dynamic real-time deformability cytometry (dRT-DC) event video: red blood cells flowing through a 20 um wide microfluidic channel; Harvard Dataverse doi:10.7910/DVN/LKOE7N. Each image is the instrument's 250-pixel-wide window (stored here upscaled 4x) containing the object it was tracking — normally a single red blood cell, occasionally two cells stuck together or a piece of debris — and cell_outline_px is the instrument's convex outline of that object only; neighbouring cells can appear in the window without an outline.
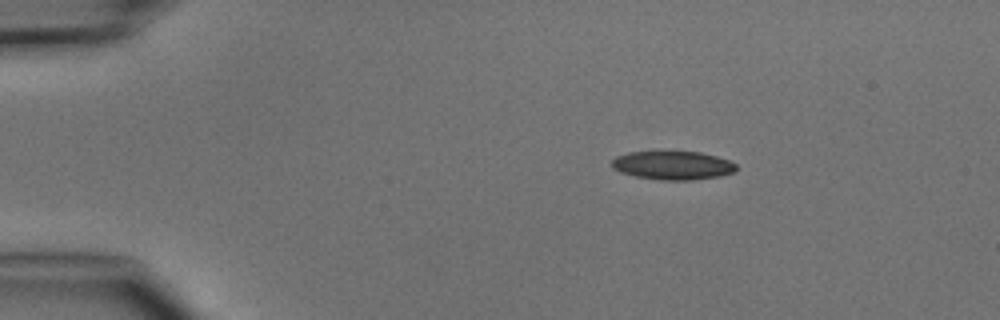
{"species": "common noctule bat (a hibernating species)", "species_latin": "Nyctalus noctula", "temperature_condition": "cold", "stored_images_in_passage": 4, "camera_frame_rate_fps": 3000, "um_per_image_px": 0.085, "animal": {"sex": "male", "body_mass_g": 15.6}, "frame": {"image": 1, "passage_image": 1, "time_ms": 0.0, "image_size_px": [1000, 320], "cell_outline_px": [[736, 172], [720, 176], [692, 180], [660, 180], [636, 176], [620, 172], [612, 168], [612, 160], [616, 156], [628, 152], [700, 152], [716, 156], [728, 160], [736, 164]], "centroid_in_image_um": [57.19, 14.06], "position_along_channel_um": 27.8, "area_um2": 20.69}}
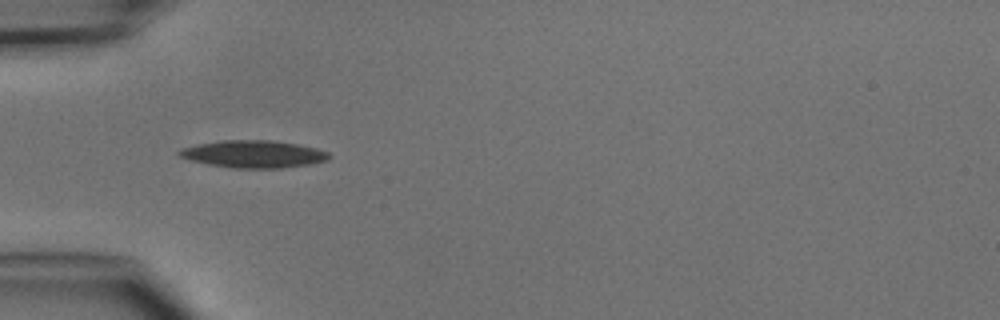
{"frame": {"image": 2, "passage_image": 3, "time_ms": 2.333, "image_size_px": [1000, 320], "cell_outline_px": [[328, 160], [308, 164], [280, 168], [232, 168], [208, 164], [192, 160], [180, 156], [176, 152], [180, 148], [196, 144], [220, 140], [272, 140], [296, 144], [316, 148], [328, 152]], "centroid_in_image_um": [21.5, 13.09], "position_along_channel_um": 63.5, "area_um2": 23.76}}